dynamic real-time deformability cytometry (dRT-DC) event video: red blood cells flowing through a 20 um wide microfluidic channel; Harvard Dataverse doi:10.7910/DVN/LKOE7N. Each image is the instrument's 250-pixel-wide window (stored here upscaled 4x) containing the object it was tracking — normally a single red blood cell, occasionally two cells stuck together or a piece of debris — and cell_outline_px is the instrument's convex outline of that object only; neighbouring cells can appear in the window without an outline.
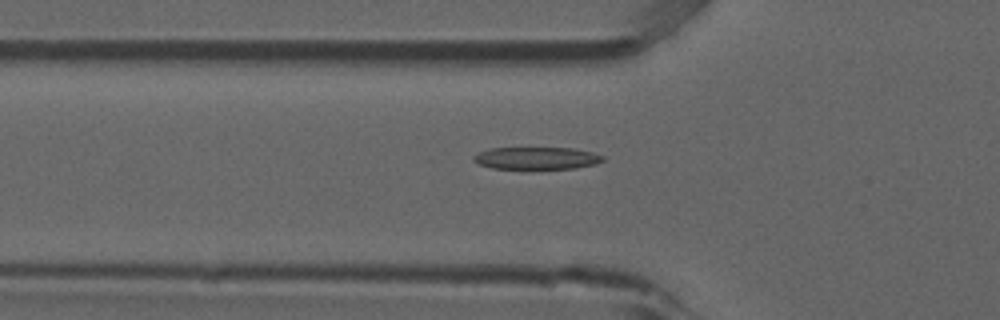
{"species": "common noctule bat (a hibernating species)", "species_latin": "Nyctalus noctula", "temperature_condition": "room temperature", "stored_images_in_passage": 51, "camera_frame_rate_fps": 3000, "um_per_image_px": 0.085, "animal": {"sex": "male", "forearm_length_mm": 52.5}, "frame": {"image": 1, "passage_image": 18, "time_ms": 5.667, "image_size_px": [1000, 320], "cell_outline_px": [[604, 160], [596, 164], [576, 168], [492, 168], [480, 164], [472, 160], [472, 156], [480, 152], [492, 148], [572, 148], [592, 152], [604, 156]], "centroid_in_image_um": [45.63, 13.44], "position_along_channel_um": 80.2, "area_um2": 16.59}}
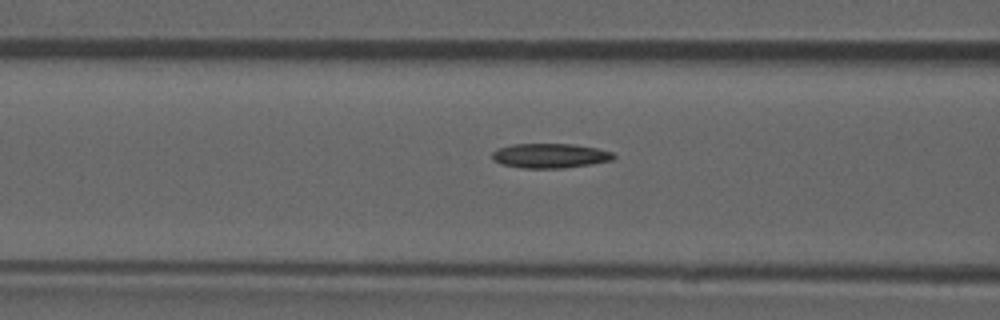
{"frame": {"image": 2, "passage_image": 21, "time_ms": 6.667, "image_size_px": [1000, 320], "cell_outline_px": [[616, 156], [612, 160], [592, 164], [564, 168], [520, 168], [500, 164], [492, 160], [492, 152], [500, 148], [512, 144], [572, 144], [596, 148], [612, 152]], "centroid_in_image_um": [46.73, 13.24], "position_along_channel_um": 119.9, "area_um2": 17.46}}
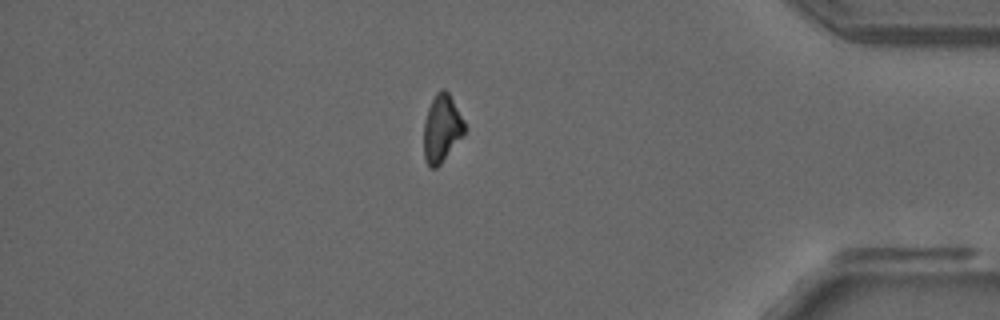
{"frame": {"image": 3, "passage_image": 45, "time_ms": 14.667, "image_size_px": [1000, 320], "cell_outline_px": [[468, 128], [440, 164], [436, 168], [428, 168], [424, 160], [424, 124], [428, 108], [436, 92], [440, 88], [444, 88], [448, 92], [464, 120]], "centroid_in_image_um": [37.55, 10.92], "position_along_channel_um": 397.7, "area_um2": 16.07}, "authors_computed_cell_mechanics": {"area_um2": 17.4556, "velocity_mm_per_s": 3.9003, "shape_relaxation_time_tau1_ms": 6.7631, "shape_relaxation_time_tau2_ms": null, "deformation_change_tau1": 0.1882, "deformation_change_tau2": null}}